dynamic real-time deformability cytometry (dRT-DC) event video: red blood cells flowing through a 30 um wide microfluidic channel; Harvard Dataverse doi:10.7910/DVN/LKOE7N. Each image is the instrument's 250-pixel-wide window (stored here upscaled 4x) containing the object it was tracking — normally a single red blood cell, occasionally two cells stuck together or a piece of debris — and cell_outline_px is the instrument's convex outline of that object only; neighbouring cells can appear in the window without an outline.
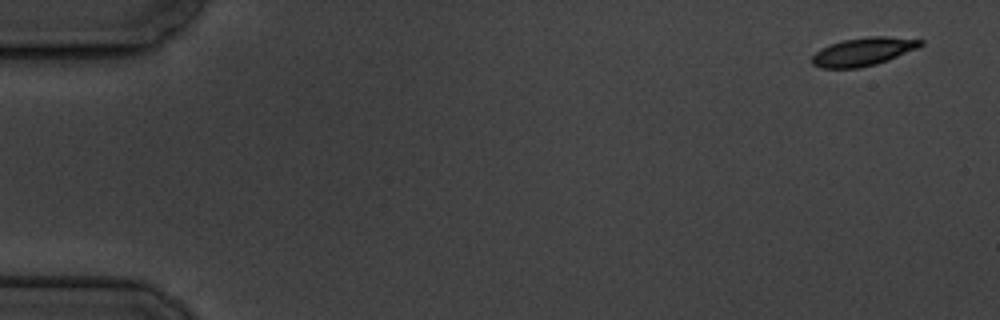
{"species": "common noctule bat (a hibernating species)", "species_latin": "Nyctalus noctula", "temperature_condition": "cold", "stored_images_in_passage": 5, "camera_frame_rate_fps": 3000, "um_per_image_px": 0.085, "animal": {"sex": "male", "body_mass_g": 19.5, "forearm_length_mm": 54.6}, "frame": {"image": 1, "passage_image": 1, "time_ms": 0.0, "image_size_px": [1000, 320], "cell_outline_px": [[924, 44], [916, 48], [888, 60], [876, 64], [860, 68], [820, 68], [812, 64], [812, 56], [820, 48], [840, 40], [868, 36], [884, 36], [924, 40]], "centroid_in_image_um": [73.34, 4.39], "position_along_channel_um": 11.7, "area_um2": 17.86}}
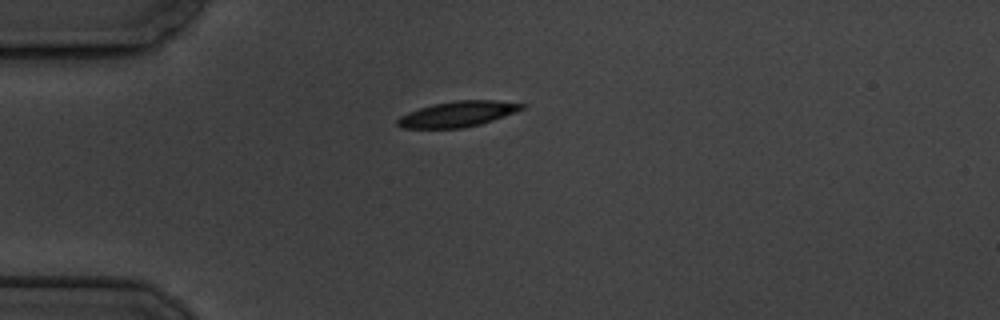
{"frame": {"image": 2, "passage_image": 5, "time_ms": 4.333, "image_size_px": [1000, 320], "cell_outline_px": [[528, 104], [524, 108], [516, 112], [480, 124], [464, 128], [400, 128], [396, 124], [396, 120], [400, 116], [408, 112], [432, 104], [456, 100], [496, 100]], "centroid_in_image_um": [38.91, 9.69], "position_along_channel_um": 46.1, "area_um2": 18.61}}